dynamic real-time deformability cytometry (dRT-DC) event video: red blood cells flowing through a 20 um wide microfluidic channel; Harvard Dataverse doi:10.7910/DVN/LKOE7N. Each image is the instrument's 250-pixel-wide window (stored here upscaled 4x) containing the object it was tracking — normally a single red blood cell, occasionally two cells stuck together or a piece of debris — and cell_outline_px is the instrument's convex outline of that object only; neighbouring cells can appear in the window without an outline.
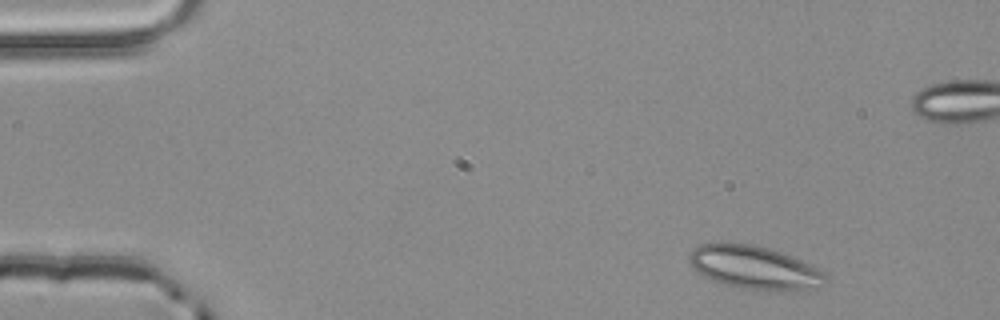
{"species": "common noctule bat (a hibernating species)", "species_latin": "Nyctalus noctula", "temperature_condition": "room temperature", "stored_images_in_passage": 3, "camera_frame_rate_fps": 3000, "um_per_image_px": 0.085, "animal": {"sex": "male", "body_mass_g": 20.4}, "frame": {"image": 1, "passage_image": 1, "time_ms": 0.0, "image_size_px": [1000, 320], "cell_outline_px": [[832, 276], [824, 288], [792, 292], [784, 292], [740, 288], [724, 284], [712, 280], [696, 272], [688, 264], [688, 256], [692, 248], [700, 244], [752, 244], [768, 248], [792, 256], [828, 272]], "centroid_in_image_um": [64.25, 22.79], "position_along_channel_um": 20.7, "area_um2": 35.43}}